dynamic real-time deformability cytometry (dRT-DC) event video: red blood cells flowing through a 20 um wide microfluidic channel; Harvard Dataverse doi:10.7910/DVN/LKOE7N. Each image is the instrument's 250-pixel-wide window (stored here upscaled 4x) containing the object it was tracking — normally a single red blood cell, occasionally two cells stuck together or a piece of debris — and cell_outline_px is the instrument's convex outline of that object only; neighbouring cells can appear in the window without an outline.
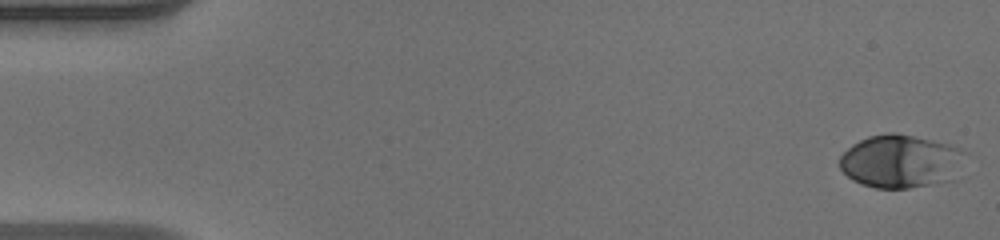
{"species": "human", "species_latin": "Homo sapiens", "temperature_condition": "warm", "stored_images_in_passage": 49, "camera_frame_rate_fps": 3000, "um_per_image_px": 0.085, "donor": {"sex": "male"}, "frame": {"image": 1, "passage_image": 1, "time_ms": 0.0, "image_size_px": [1000, 240], "cell_outline_px": [[968, 152], [948, 180], [908, 188], [876, 188], [860, 184], [852, 180], [840, 168], [840, 156], [852, 144], [868, 136], [888, 132], [896, 132], [948, 144], [960, 148]], "centroid_in_image_um": [76.49, 13.69], "position_along_channel_um": 8.5, "area_um2": 38.38}}
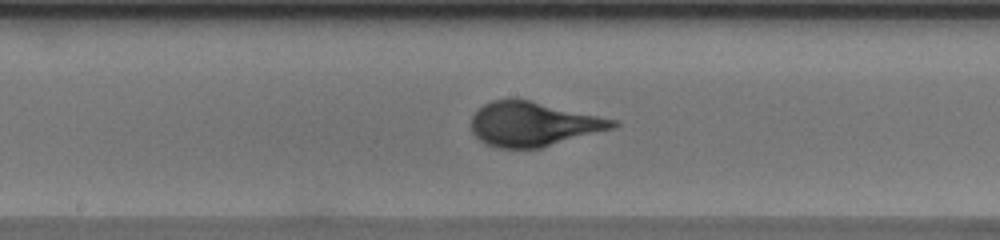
{"frame": {"image": 2, "passage_image": 26, "time_ms": 8.333, "image_size_px": [1000, 240], "cell_outline_px": [[620, 124], [616, 128], [540, 148], [496, 148], [484, 144], [472, 132], [472, 116], [484, 104], [492, 100], [528, 100], [620, 120]], "centroid_in_image_um": [45.38, 10.56], "position_along_channel_um": 202.8, "area_um2": 36.53}}
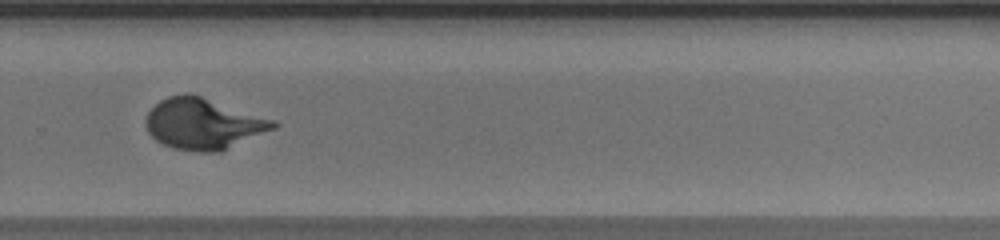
{"frame": {"image": 3, "passage_image": 34, "time_ms": 11.0, "image_size_px": [1000, 240], "cell_outline_px": [[280, 124], [276, 128], [220, 152], [196, 152], [172, 148], [156, 140], [148, 132], [144, 124], [144, 120], [148, 112], [160, 100], [168, 96], [188, 92], [276, 120]], "centroid_in_image_um": [17.28, 10.52], "position_along_channel_um": 312.5, "area_um2": 38.15}}